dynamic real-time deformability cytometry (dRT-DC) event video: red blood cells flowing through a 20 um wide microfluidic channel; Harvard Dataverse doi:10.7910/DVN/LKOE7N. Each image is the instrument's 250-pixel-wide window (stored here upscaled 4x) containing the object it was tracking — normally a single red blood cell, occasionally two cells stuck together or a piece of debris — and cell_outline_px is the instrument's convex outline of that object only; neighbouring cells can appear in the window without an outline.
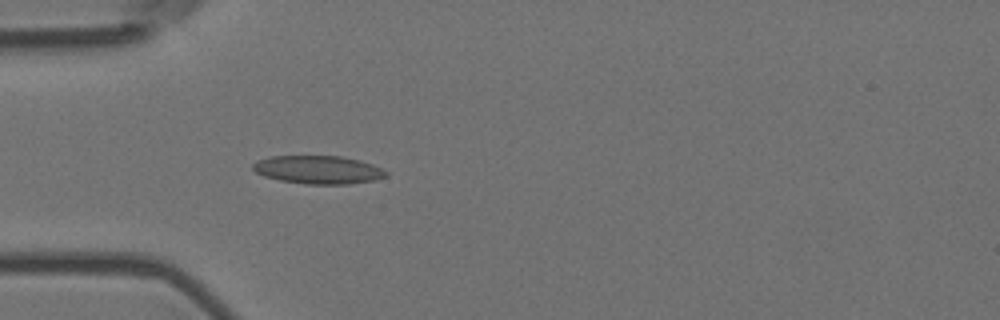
{"species": "Egyptian fruit bat (a non-hibernating species)", "species_latin": "Rousettus aegyptiacus", "temperature_condition": "room temperature", "stored_images_in_passage": 23, "camera_frame_rate_fps": 3000, "um_per_image_px": 0.085, "animal": {"sex": "female"}, "frame": {"image": 1, "passage_image": 6, "time_ms": 1.667, "image_size_px": [1000, 320], "cell_outline_px": [[388, 176], [372, 180], [348, 184], [304, 184], [280, 180], [264, 176], [256, 172], [252, 168], [252, 164], [256, 160], [268, 156], [340, 156], [360, 160], [372, 164], [388, 172]], "centroid_in_image_um": [27.02, 14.42], "position_along_channel_um": 58.0, "area_um2": 21.91}}
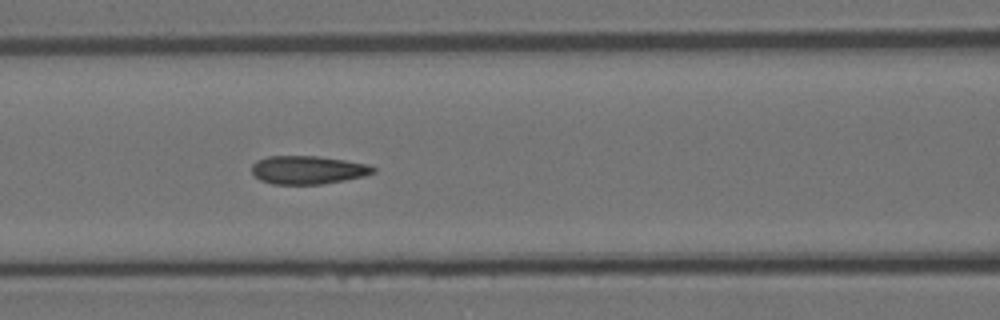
{"frame": {"image": 2, "passage_image": 13, "time_ms": 4.0, "image_size_px": [1000, 320], "cell_outline_px": [[376, 172], [364, 176], [344, 180], [320, 184], [272, 184], [260, 180], [252, 172], [252, 164], [256, 160], [268, 156], [320, 156], [368, 164], [376, 168]], "centroid_in_image_um": [26.17, 14.44], "position_along_channel_um": 140.4, "area_um2": 20.06}}
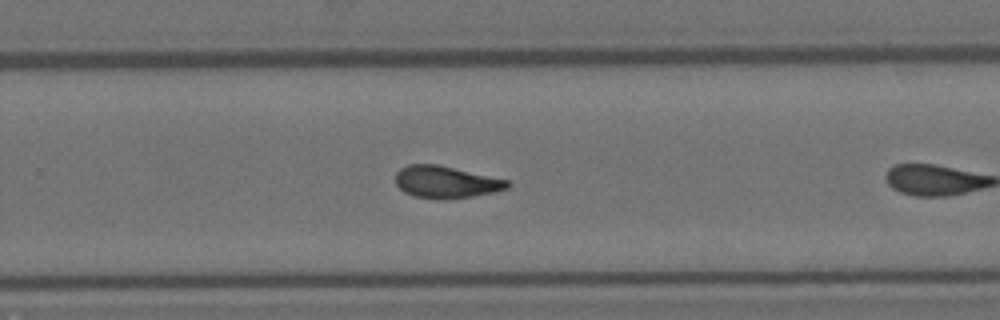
{"frame": {"image": 3, "passage_image": 22, "time_ms": 7.0, "image_size_px": [1000, 320], "cell_outline_px": [[512, 184], [508, 188], [496, 192], [472, 196], [416, 196], [404, 192], [396, 184], [396, 172], [400, 168], [408, 164], [436, 164], [508, 180]], "centroid_in_image_um": [37.92, 15.42], "position_along_channel_um": 291.9, "area_um2": 20.06}}